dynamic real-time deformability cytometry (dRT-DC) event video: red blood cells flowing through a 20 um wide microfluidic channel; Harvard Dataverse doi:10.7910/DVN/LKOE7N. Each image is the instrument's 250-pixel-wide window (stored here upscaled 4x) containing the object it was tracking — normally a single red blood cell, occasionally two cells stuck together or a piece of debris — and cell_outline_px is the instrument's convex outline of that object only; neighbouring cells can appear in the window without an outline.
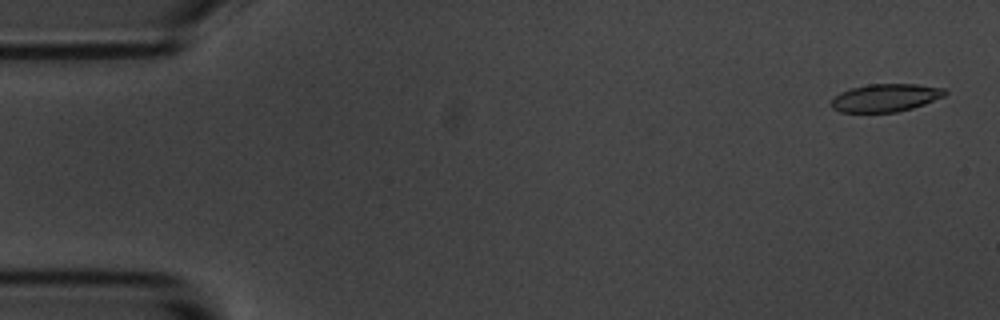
{"species": "common noctule bat (a hibernating species)", "species_latin": "Nyctalus noctula", "temperature_condition": "room temperature", "stored_images_in_passage": 5, "camera_frame_rate_fps": 3000, "um_per_image_px": 0.085, "animal": {"sex": "male", "body_mass_g": 20.1, "forearm_length_mm": 53.5}, "frame": {"image": 1, "passage_image": 1, "time_ms": 0.0, "image_size_px": [1000, 320], "cell_outline_px": [[948, 92], [944, 96], [924, 104], [912, 108], [896, 112], [840, 112], [832, 108], [832, 100], [840, 92], [852, 88], [868, 84], [916, 84], [944, 88]], "centroid_in_image_um": [75.28, 8.31], "position_along_channel_um": 9.7, "area_um2": 18.32}}
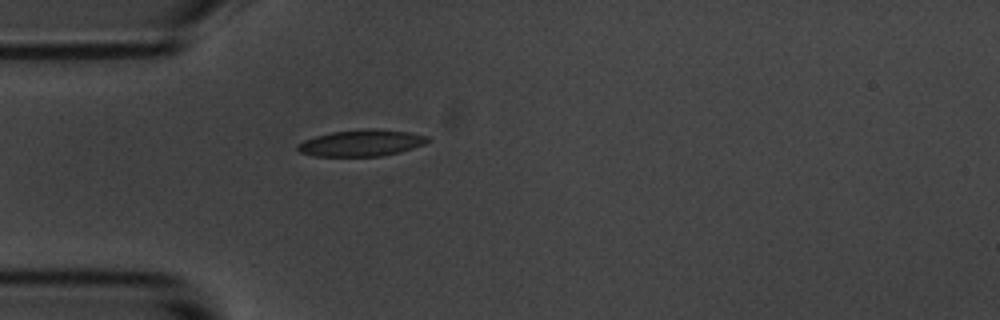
{"frame": {"image": 2, "passage_image": 5, "time_ms": 4.667, "image_size_px": [1000, 320], "cell_outline_px": [[432, 140], [424, 144], [400, 152], [380, 156], [316, 156], [300, 152], [296, 148], [296, 144], [304, 140], [316, 136], [332, 132], [372, 128], [408, 132], [428, 136]], "centroid_in_image_um": [30.73, 12.15], "position_along_channel_um": 54.3, "area_um2": 20.0}}